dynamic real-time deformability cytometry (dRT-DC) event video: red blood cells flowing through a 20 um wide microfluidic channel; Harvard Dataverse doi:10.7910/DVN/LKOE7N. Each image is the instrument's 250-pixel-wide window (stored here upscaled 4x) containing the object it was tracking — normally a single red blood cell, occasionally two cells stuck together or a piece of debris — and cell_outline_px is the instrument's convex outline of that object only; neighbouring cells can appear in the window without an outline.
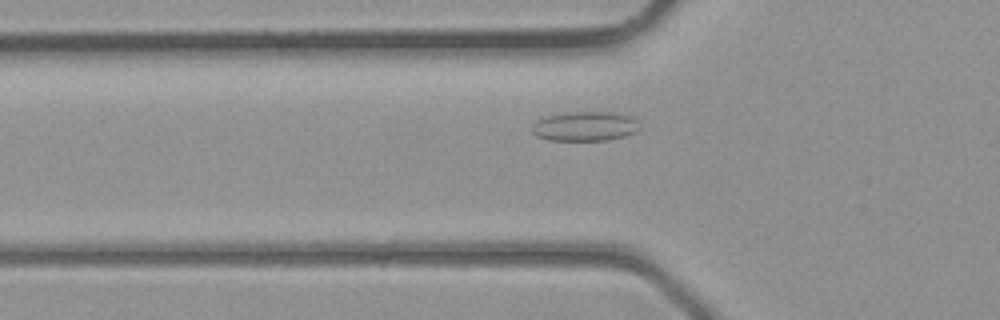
{"species": "common noctule bat (a hibernating species)", "species_latin": "Nyctalus noctula", "temperature_condition": "room temperature", "stored_images_in_passage": 24, "camera_frame_rate_fps": 3000, "um_per_image_px": 0.085, "animal": {"sex": "male", "body_mass_g": 23.1, "forearm_length_mm": 52.7}, "frame": {"image": 1, "passage_image": 2, "time_ms": 0.333, "image_size_px": [1000, 320], "cell_outline_px": [[640, 128], [636, 132], [624, 136], [608, 140], [548, 140], [536, 136], [532, 132], [532, 124], [536, 120], [548, 116], [564, 112], [612, 112], [628, 116], [636, 120]], "centroid_in_image_um": [49.69, 10.73], "position_along_channel_um": 76.1, "area_um2": 18.5}}
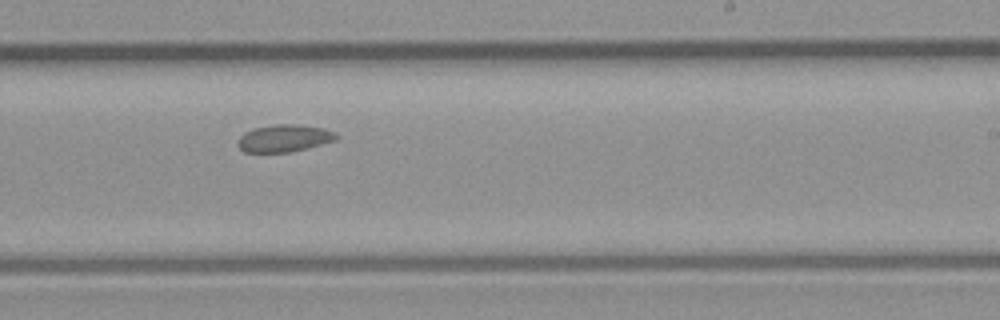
{"frame": {"image": 2, "passage_image": 13, "time_ms": 4.0, "image_size_px": [1000, 320], "cell_outline_px": [[340, 136], [336, 140], [288, 152], [244, 152], [240, 148], [240, 136], [244, 132], [256, 128], [276, 124], [296, 124], [324, 128]], "centroid_in_image_um": [24.17, 11.74], "position_along_channel_um": 264.8, "area_um2": 15.26}}
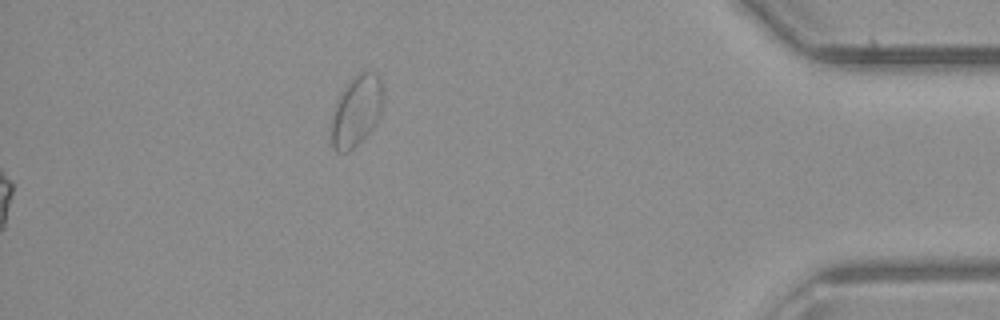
{"frame": {"image": 3, "passage_image": 24, "time_ms": 7.667, "image_size_px": [1000, 320], "cell_outline_px": [[380, 112], [372, 128], [348, 152], [336, 152], [332, 148], [332, 108], [336, 100], [352, 76], [360, 72], [376, 72], [380, 76]], "centroid_in_image_um": [30.23, 9.41], "position_along_channel_um": 405.0, "area_um2": 20.81}}